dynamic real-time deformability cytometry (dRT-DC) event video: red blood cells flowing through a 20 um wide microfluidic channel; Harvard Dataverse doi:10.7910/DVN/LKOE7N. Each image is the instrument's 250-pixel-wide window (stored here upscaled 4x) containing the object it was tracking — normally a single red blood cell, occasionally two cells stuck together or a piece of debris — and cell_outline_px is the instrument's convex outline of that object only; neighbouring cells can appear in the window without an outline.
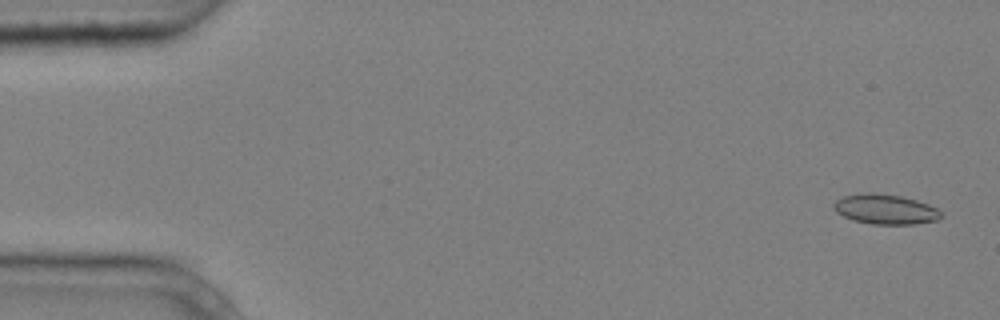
{"species": "common noctule bat (a hibernating species)", "species_latin": "Nyctalus noctula", "temperature_condition": "cold", "stored_images_in_passage": 3, "camera_frame_rate_fps": 3000, "um_per_image_px": 0.085, "animal": {"sex": "male", "body_mass_g": 20.4}, "frame": {"image": 1, "passage_image": 1, "time_ms": 0.0, "image_size_px": [1000, 320], "cell_outline_px": [[944, 216], [936, 220], [912, 224], [872, 224], [852, 220], [836, 212], [832, 208], [832, 204], [836, 200], [844, 196], [868, 192], [872, 192], [900, 196], [916, 200], [928, 204], [936, 208]], "centroid_in_image_um": [75.22, 17.78], "position_along_channel_um": 9.8, "area_um2": 18.67}}